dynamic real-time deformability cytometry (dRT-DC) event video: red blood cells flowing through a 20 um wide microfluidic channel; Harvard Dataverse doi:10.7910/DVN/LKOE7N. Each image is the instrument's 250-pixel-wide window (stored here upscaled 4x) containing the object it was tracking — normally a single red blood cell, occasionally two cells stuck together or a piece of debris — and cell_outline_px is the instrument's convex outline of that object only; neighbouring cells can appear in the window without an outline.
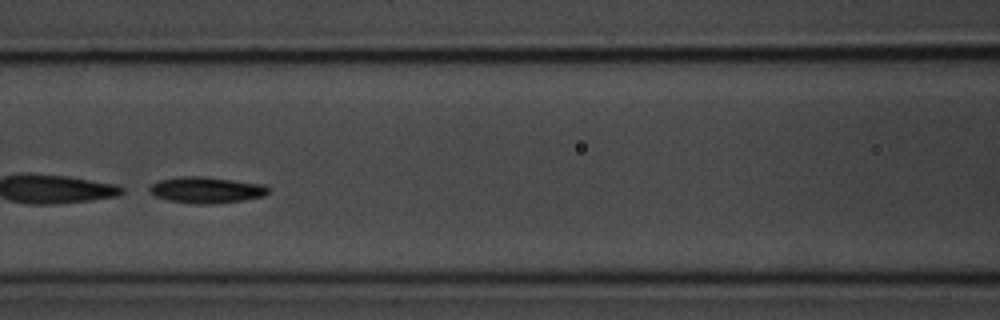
{"species": "common noctule bat (a hibernating species)", "species_latin": "Nyctalus noctula", "temperature_condition": "room temperature", "stored_images_in_passage": 9, "camera_frame_rate_fps": 3000, "um_per_image_px": 0.085, "animal": {"sex": "male", "body_mass_g": 20.1, "forearm_length_mm": 53.5}, "frame": {"image": 1, "passage_image": 6, "time_ms": 6.0, "image_size_px": [1000, 320], "cell_outline_px": [[268, 192], [264, 196], [244, 200], [212, 204], [192, 204], [168, 200], [156, 196], [148, 192], [148, 188], [152, 184], [160, 180], [180, 176], [204, 176], [264, 184], [268, 188]], "centroid_in_image_um": [17.52, 16.15], "position_along_channel_um": 149.1, "area_um2": 18.26}}